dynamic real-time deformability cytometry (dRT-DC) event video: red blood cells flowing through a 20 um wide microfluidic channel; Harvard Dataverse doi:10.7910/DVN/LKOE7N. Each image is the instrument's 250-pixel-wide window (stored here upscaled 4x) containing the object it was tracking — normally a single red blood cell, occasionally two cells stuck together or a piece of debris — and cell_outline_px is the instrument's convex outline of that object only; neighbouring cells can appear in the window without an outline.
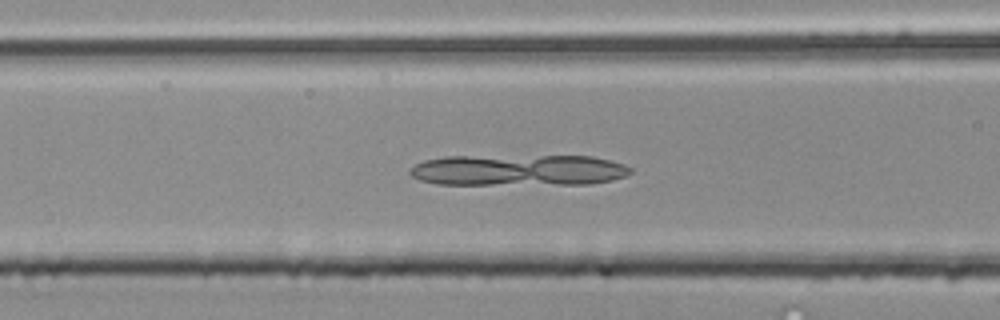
{"species": "common noctule bat (a hibernating species)", "species_latin": "Nyctalus noctula", "temperature_condition": "room temperature", "stored_images_in_passage": 33, "camera_frame_rate_fps": 3000, "um_per_image_px": 0.085, "animal": {"sex": "male", "body_mass_g": 20.4}, "frame": {"image": 1, "passage_image": 11, "time_ms": 3.333, "image_size_px": [1000, 320], "cell_outline_px": [[632, 172], [624, 176], [612, 180], [588, 184], [436, 184], [420, 180], [412, 176], [408, 172], [416, 164], [424, 160], [444, 156], [592, 156], [624, 164], [632, 168]], "centroid_in_image_um": [44.06, 14.46], "position_along_channel_um": 122.5, "area_um2": 40.17}}
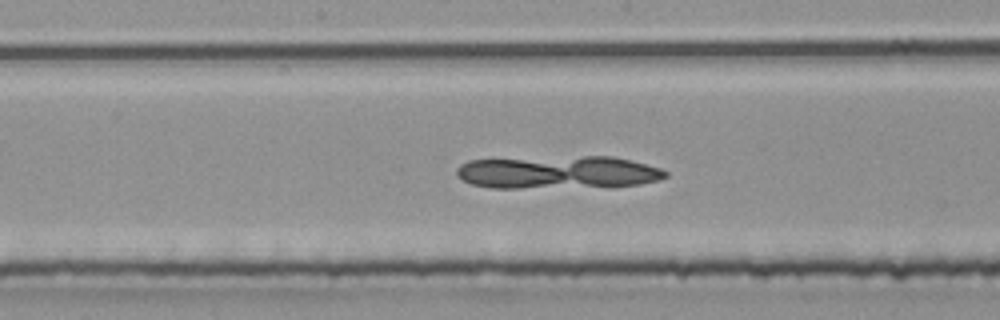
{"frame": {"image": 2, "passage_image": 17, "time_ms": 5.333, "image_size_px": [1000, 320], "cell_outline_px": [[668, 176], [656, 180], [640, 184], [520, 188], [492, 188], [472, 184], [456, 176], [456, 168], [460, 164], [468, 160], [584, 156], [612, 156], [660, 168], [668, 172]], "centroid_in_image_um": [47.35, 14.63], "position_along_channel_um": 200.8, "area_um2": 39.3}}
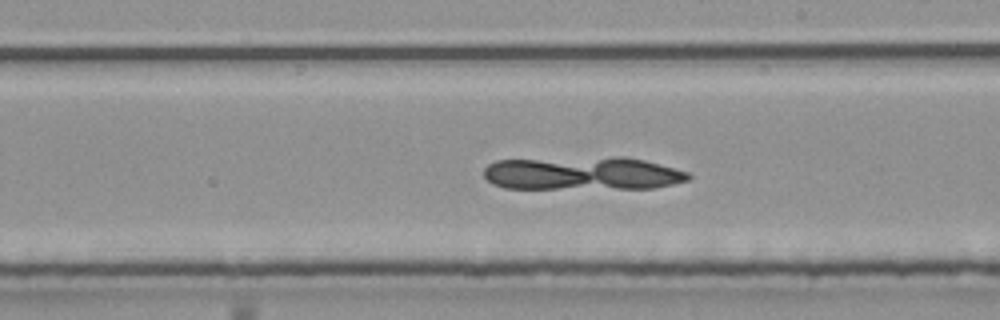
{"frame": {"image": 3, "passage_image": 20, "time_ms": 6.333, "image_size_px": [1000, 320], "cell_outline_px": [[692, 176], [688, 180], [672, 184], [652, 188], [504, 188], [488, 180], [484, 176], [484, 168], [488, 164], [496, 160], [612, 156], [624, 156], [644, 160], [688, 172]], "centroid_in_image_um": [49.51, 14.72], "position_along_channel_um": 239.5, "area_um2": 39.77}}